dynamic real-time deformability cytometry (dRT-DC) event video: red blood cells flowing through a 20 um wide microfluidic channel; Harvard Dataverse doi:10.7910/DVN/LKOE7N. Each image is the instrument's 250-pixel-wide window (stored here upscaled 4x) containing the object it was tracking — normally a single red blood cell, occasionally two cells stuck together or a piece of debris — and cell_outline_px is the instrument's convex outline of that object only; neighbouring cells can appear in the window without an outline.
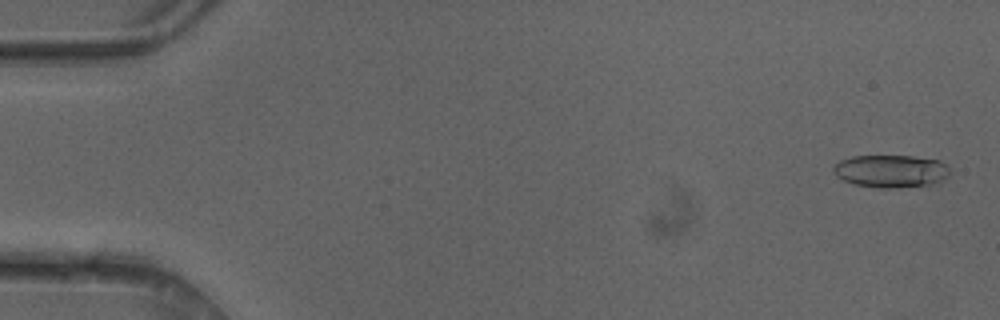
{"species": "common noctule bat (a hibernating species)", "species_latin": "Nyctalus noctula", "temperature_condition": "cold", "stored_images_in_passage": 48, "camera_frame_rate_fps": 3000, "um_per_image_px": 0.085, "animal": {"sex": "female"}, "frame": {"image": 1, "passage_image": 2, "time_ms": 0.333, "image_size_px": [1000, 320], "cell_outline_px": [[948, 176], [932, 184], [896, 188], [876, 188], [856, 184], [844, 180], [836, 176], [832, 168], [840, 160], [852, 156], [912, 156], [940, 160], [948, 164]], "centroid_in_image_um": [75.72, 14.54], "position_along_channel_um": 9.3, "area_um2": 22.14}}
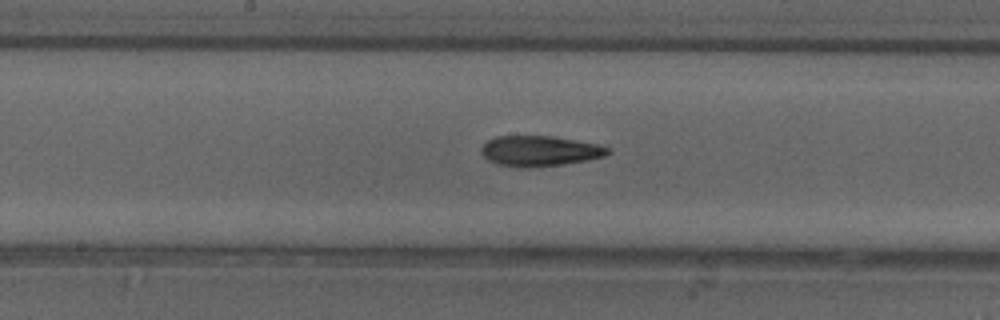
{"frame": {"image": 2, "passage_image": 26, "time_ms": 8.333, "image_size_px": [1000, 320], "cell_outline_px": [[612, 152], [604, 156], [588, 160], [564, 164], [524, 168], [520, 168], [496, 164], [488, 160], [480, 152], [480, 148], [488, 140], [496, 136], [552, 136], [600, 144], [608, 148]], "centroid_in_image_um": [45.87, 12.84], "position_along_channel_um": 202.3, "area_um2": 22.6}}
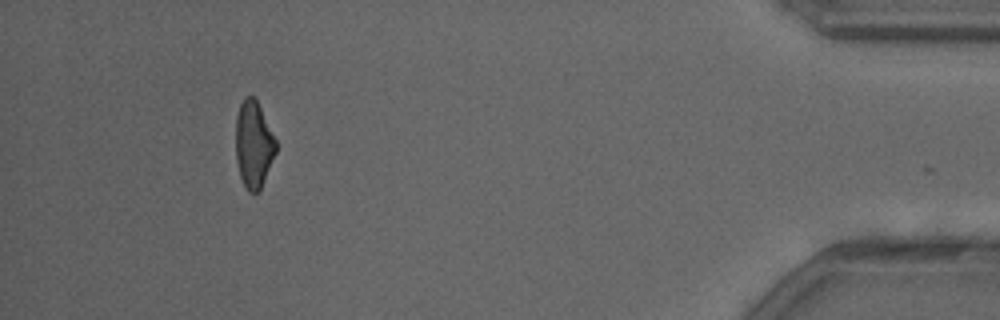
{"frame": {"image": 3, "passage_image": 46, "time_ms": 15.0, "image_size_px": [1000, 320], "cell_outline_px": [[276, 152], [260, 192], [248, 192], [244, 188], [240, 176], [236, 160], [236, 116], [240, 104], [244, 96], [252, 96], [256, 100], [276, 140]], "centroid_in_image_um": [21.54, 12.32], "position_along_channel_um": 413.7, "area_um2": 20.35}, "authors_computed_cell_mechanics": {"area_um2": 21.964, "velocity_mm_per_s": 4.1665, "shape_relaxation_time_tau1_ms": 3.9065, "shape_relaxation_time_tau2_ms": 5.0702, "deformation_change_tau1": 0.1686, "deformation_change_tau2": 0.1716}}